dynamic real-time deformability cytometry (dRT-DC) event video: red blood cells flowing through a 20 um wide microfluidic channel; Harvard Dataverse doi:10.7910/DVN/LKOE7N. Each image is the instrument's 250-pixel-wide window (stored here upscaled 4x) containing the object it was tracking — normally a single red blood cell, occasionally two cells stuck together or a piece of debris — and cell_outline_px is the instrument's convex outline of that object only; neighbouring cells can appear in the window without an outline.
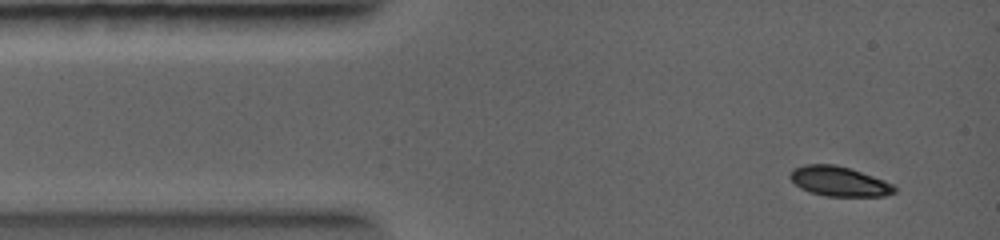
{"species": "common noctule bat (a hibernating species)", "species_latin": "Nyctalus noctula", "temperature_condition": "warm", "stored_images_in_passage": 18, "camera_frame_rate_fps": 5000, "um_per_image_px": 0.085, "animal": {"sex": "female", "body_mass_g": 19.0, "forearm_length_mm": 56.7}, "frame": {"image": 1, "passage_image": 1, "time_ms": 0.0, "image_size_px": [1000, 240], "cell_outline_px": [[896, 192], [884, 196], [824, 196], [808, 192], [800, 188], [788, 176], [792, 168], [804, 164], [836, 164], [884, 180], [892, 184], [896, 188]], "centroid_in_image_um": [71.28, 15.41], "position_along_channel_um": 13.7, "area_um2": 18.15}}
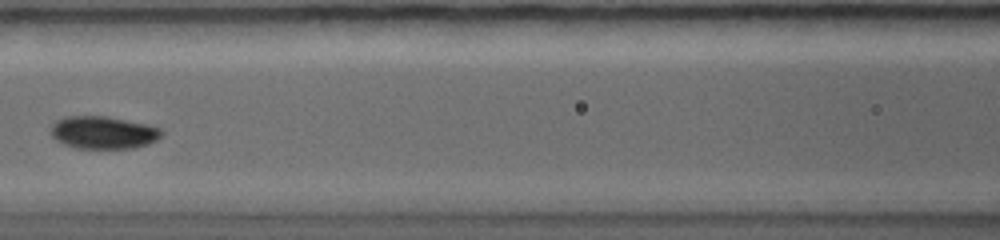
{"frame": {"image": 2, "passage_image": 8, "time_ms": 4.0, "image_size_px": [1000, 240], "cell_outline_px": [[164, 132], [156, 140], [148, 144], [136, 148], [76, 148], [64, 144], [56, 140], [48, 132], [48, 128], [56, 120], [64, 116], [104, 116], [148, 124], [160, 128]], "centroid_in_image_um": [8.74, 11.26], "position_along_channel_um": 157.9, "area_um2": 21.27}}
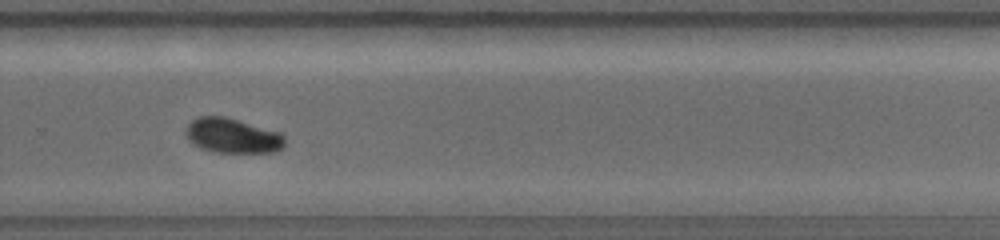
{"frame": {"image": 3, "passage_image": 13, "time_ms": 7.0, "image_size_px": [1000, 240], "cell_outline_px": [[284, 148], [276, 152], [216, 152], [200, 148], [192, 144], [184, 132], [184, 128], [192, 120], [200, 116], [224, 116], [280, 132], [284, 136]], "centroid_in_image_um": [19.74, 11.53], "position_along_channel_um": 310.1, "area_um2": 20.17}}